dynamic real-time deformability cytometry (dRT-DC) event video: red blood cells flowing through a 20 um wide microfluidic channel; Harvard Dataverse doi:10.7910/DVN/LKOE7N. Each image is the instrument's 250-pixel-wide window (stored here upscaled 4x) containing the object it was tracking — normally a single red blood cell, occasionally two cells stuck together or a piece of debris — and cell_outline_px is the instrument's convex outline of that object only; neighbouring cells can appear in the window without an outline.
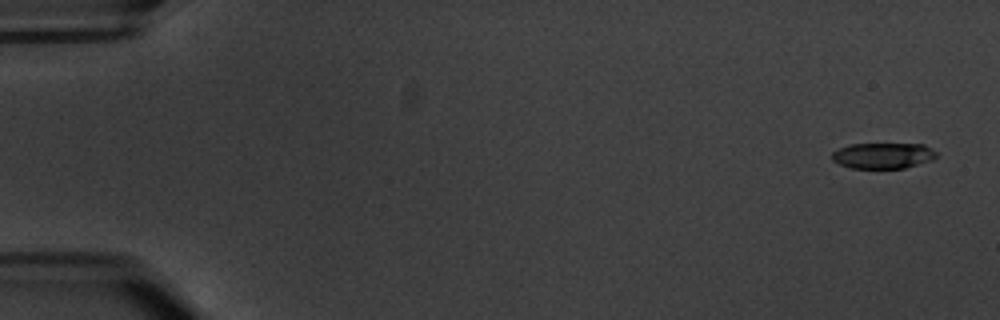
{"species": "common noctule bat (a hibernating species)", "species_latin": "Nyctalus noctula", "temperature_condition": "warm", "stored_images_in_passage": 6, "camera_frame_rate_fps": 3000, "um_per_image_px": 0.085, "animal": {"sex": "male", "body_mass_g": 20.1, "forearm_length_mm": 53.5}, "frame": {"image": 1, "passage_image": 1, "time_ms": 0.0, "image_size_px": [1000, 320], "cell_outline_px": [[940, 156], [932, 160], [904, 168], [852, 168], [840, 164], [832, 160], [832, 152], [848, 144], [924, 144], [936, 152]], "centroid_in_image_um": [75.08, 13.22], "position_along_channel_um": 9.9, "area_um2": 15.72}}
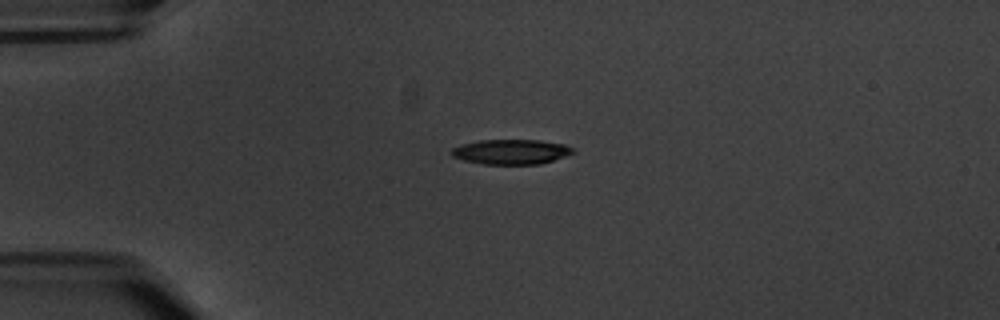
{"frame": {"image": 2, "passage_image": 4, "time_ms": 4.333, "image_size_px": [1000, 320], "cell_outline_px": [[576, 152], [540, 164], [484, 164], [464, 160], [452, 156], [452, 148], [460, 144], [480, 140], [540, 140], [564, 144], [572, 148]], "centroid_in_image_um": [43.43, 12.89], "position_along_channel_um": 41.6, "area_um2": 17.51}}